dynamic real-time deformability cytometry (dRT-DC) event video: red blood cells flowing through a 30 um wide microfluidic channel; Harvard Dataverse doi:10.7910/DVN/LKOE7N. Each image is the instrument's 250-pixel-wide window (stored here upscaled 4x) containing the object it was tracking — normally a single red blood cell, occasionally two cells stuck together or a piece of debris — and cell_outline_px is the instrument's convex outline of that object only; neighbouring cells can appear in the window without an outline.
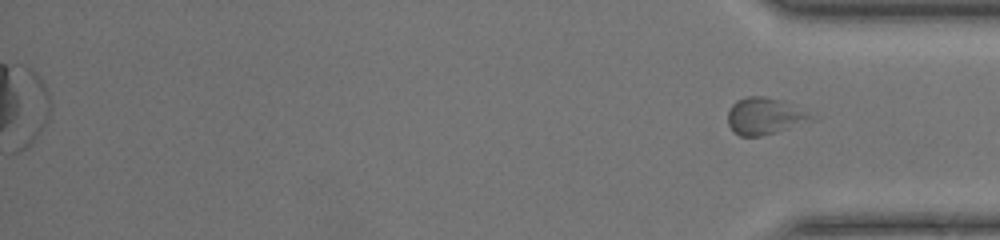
{"species": "common noctule bat (a hibernating species)", "species_latin": "Nyctalus noctula", "temperature_condition": "warm", "stored_images_in_passage": 47, "segment_of_instrument_passage": [2, 2], "camera_frame_rate_fps": 3000, "um_per_image_px": 0.085, "animal": {"sex": "female", "body_mass_g": 17.0, "forearm_length_mm": 48.0}, "frame": {"image": 1, "passage_image": 47, "time_ms": 15.333, "image_size_px": [1000, 240], "cell_outline_px": [[820, 120], [776, 132], [760, 136], [740, 136], [728, 124], [728, 112], [732, 104], [736, 100], [748, 96], [764, 96], [784, 100], [792, 104]], "centroid_in_image_um": [65.05, 9.86], "position_along_channel_um": 370.1, "area_um2": 18.09}}